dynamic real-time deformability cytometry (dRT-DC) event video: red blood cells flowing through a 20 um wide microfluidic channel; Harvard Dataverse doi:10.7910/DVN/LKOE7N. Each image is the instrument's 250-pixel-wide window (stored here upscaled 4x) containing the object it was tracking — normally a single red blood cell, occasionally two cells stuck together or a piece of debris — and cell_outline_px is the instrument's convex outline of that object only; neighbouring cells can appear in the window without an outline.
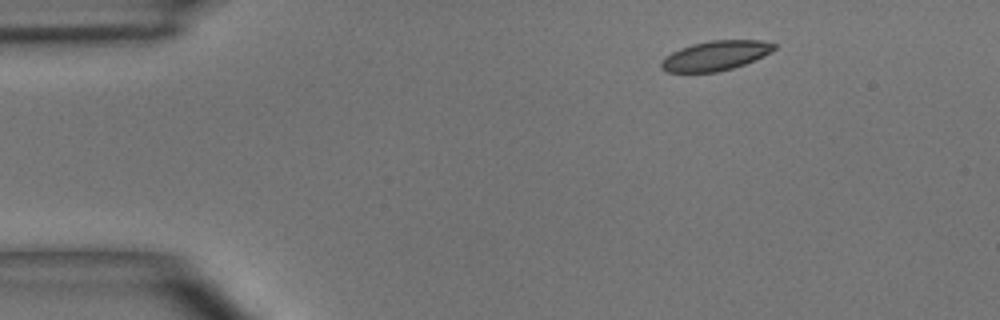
{"species": "common noctule bat (a hibernating species)", "species_latin": "Nyctalus noctula", "temperature_condition": "room temperature", "stored_images_in_passage": 2, "camera_frame_rate_fps": 3000, "um_per_image_px": 0.085, "animal": {"sex": "male", "body_mass_g": 15.6}, "frame": {"image": 1, "passage_image": 1, "time_ms": 0.0, "image_size_px": [1000, 320], "cell_outline_px": [[776, 48], [772, 52], [764, 56], [744, 64], [732, 68], [716, 72], [668, 72], [660, 68], [660, 64], [664, 56], [680, 48], [692, 44], [712, 40], [760, 40], [776, 44]], "centroid_in_image_um": [60.81, 4.73], "position_along_channel_um": 24.2, "area_um2": 19.54}}